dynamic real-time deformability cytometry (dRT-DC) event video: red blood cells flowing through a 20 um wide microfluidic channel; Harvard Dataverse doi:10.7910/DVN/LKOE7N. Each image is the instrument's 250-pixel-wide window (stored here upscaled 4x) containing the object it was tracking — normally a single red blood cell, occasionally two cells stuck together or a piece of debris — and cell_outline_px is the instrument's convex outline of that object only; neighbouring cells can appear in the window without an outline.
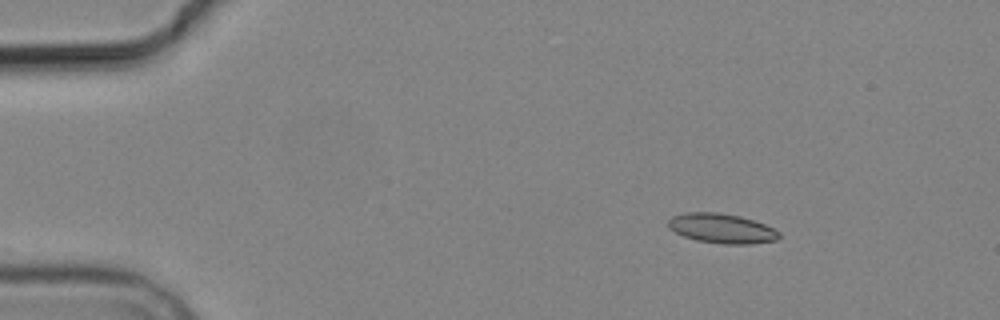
{"species": "common noctule bat (a hibernating species)", "species_latin": "Nyctalus noctula", "temperature_condition": "cold", "stored_images_in_passage": 9, "camera_frame_rate_fps": 3000, "um_per_image_px": 0.085, "animal": {"sex": "male", "body_mass_g": 19.2, "forearm_length_mm": 51.8}, "frame": {"image": 1, "passage_image": 2, "time_ms": 1.333, "image_size_px": [1000, 320], "cell_outline_px": [[780, 236], [776, 240], [752, 244], [724, 244], [696, 240], [684, 236], [668, 228], [668, 220], [672, 216], [684, 212], [716, 212], [740, 216], [764, 224], [780, 232]], "centroid_in_image_um": [61.33, 19.41], "position_along_channel_um": 23.7, "area_um2": 19.13}}
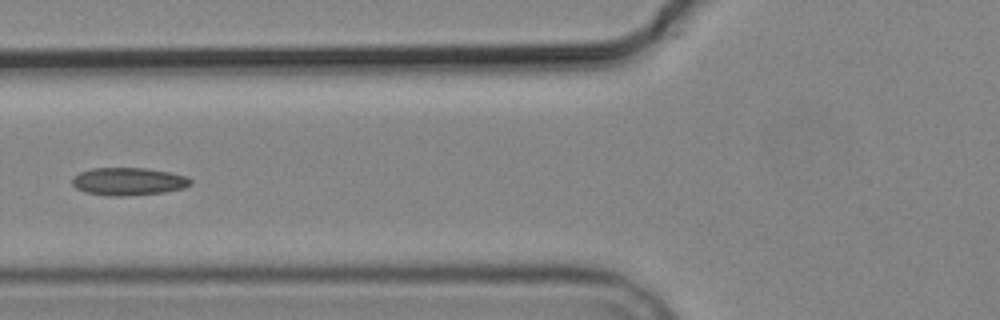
{"frame": {"image": 2, "passage_image": 6, "time_ms": 6.0, "image_size_px": [1000, 320], "cell_outline_px": [[192, 184], [184, 188], [164, 192], [124, 196], [108, 196], [84, 192], [76, 188], [72, 184], [72, 176], [80, 172], [92, 168], [144, 168], [168, 172], [188, 176], [192, 180]], "centroid_in_image_um": [10.91, 15.42], "position_along_channel_um": 114.9, "area_um2": 19.25}}
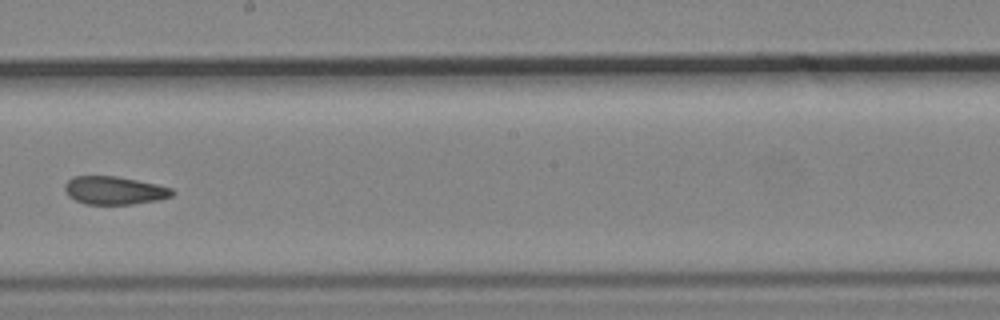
{"frame": {"image": 3, "passage_image": 9, "time_ms": 9.333, "image_size_px": [1000, 320], "cell_outline_px": [[176, 192], [172, 196], [156, 200], [132, 204], [84, 204], [68, 196], [64, 192], [64, 184], [72, 176], [116, 176], [156, 184], [172, 188]], "centroid_in_image_um": [9.69, 16.18], "position_along_channel_um": 238.5, "area_um2": 17.63}}